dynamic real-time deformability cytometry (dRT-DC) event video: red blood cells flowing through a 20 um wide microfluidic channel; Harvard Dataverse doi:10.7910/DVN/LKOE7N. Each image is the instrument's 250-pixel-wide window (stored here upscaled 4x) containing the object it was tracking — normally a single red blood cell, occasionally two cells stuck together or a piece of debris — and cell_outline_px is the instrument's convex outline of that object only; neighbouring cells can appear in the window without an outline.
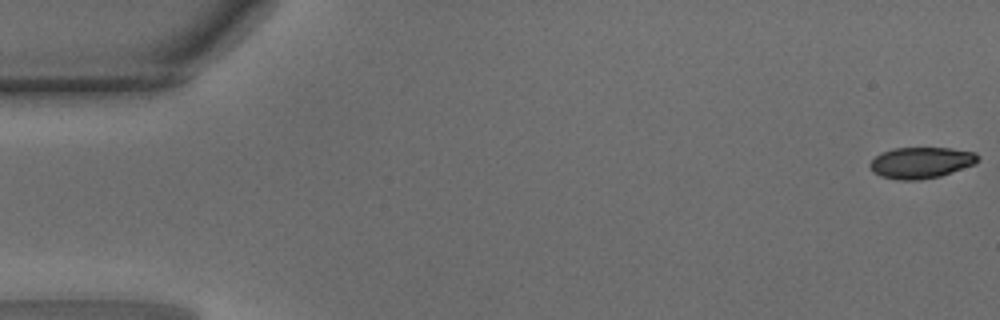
{"species": "common noctule bat (a hibernating species)", "species_latin": "Nyctalus noctula", "temperature_condition": "warm", "stored_images_in_passage": 12, "camera_frame_rate_fps": 3000, "um_per_image_px": 0.085, "animal": {"sex": "male", "body_mass_g": 15.6}, "frame": {"image": 1, "passage_image": 1, "time_ms": 0.0, "image_size_px": [1000, 320], "cell_outline_px": [[980, 156], [972, 164], [940, 176], [916, 180], [900, 180], [880, 176], [872, 172], [868, 164], [880, 152], [896, 148], [952, 148], [976, 152]], "centroid_in_image_um": [78.24, 13.82], "position_along_channel_um": 6.8, "area_um2": 19.48}}